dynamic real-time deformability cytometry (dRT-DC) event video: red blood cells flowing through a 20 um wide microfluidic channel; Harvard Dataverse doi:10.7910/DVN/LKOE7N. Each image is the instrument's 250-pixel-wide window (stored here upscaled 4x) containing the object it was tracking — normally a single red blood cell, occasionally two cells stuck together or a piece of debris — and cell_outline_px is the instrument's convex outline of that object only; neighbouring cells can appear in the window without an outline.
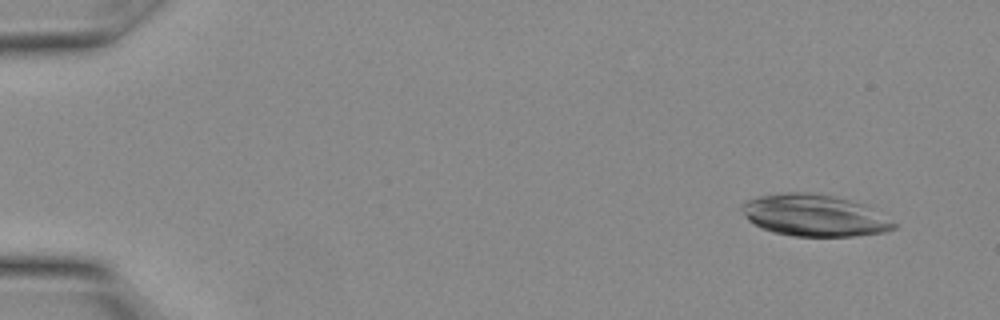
{"species": "Egyptian fruit bat (a non-hibernating species)", "species_latin": "Rousettus aegyptiacus", "temperature_condition": "warm", "stored_images_in_passage": 17, "camera_frame_rate_fps": 3000, "um_per_image_px": 0.085, "animal": {"sex": "female"}, "frame": {"image": 1, "passage_image": 3, "time_ms": 0.667, "image_size_px": [1000, 320], "cell_outline_px": [[896, 228], [884, 232], [852, 236], [792, 236], [772, 232], [760, 228], [748, 220], [744, 216], [740, 208], [740, 204], [744, 200], [760, 196], [784, 192], [808, 192], [832, 196], [864, 204], [872, 208], [896, 224]], "centroid_in_image_um": [69.15, 18.31], "position_along_channel_um": 15.8, "area_um2": 37.05}}
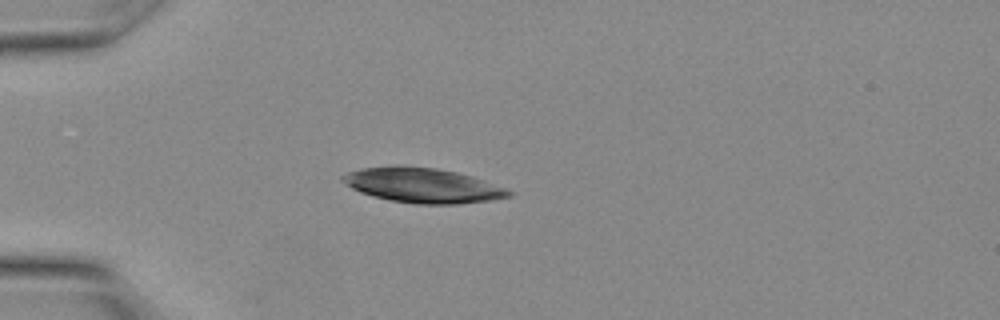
{"frame": {"image": 2, "passage_image": 9, "time_ms": 2.667, "image_size_px": [1000, 320], "cell_outline_px": [[512, 196], [488, 200], [456, 204], [416, 204], [392, 200], [372, 196], [360, 192], [352, 188], [340, 180], [340, 176], [348, 172], [360, 168], [436, 168], [456, 172], [472, 176], [484, 180], [504, 188], [512, 192]], "centroid_in_image_um": [35.93, 15.79], "position_along_channel_um": 49.1, "area_um2": 32.66}}
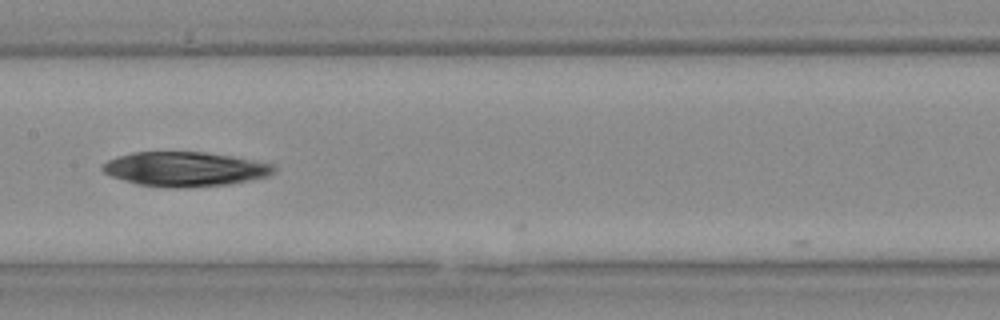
{"frame": {"image": 3, "passage_image": 16, "time_ms": 5.0, "image_size_px": [1000, 320], "cell_outline_px": [[276, 168], [268, 176], [228, 184], [136, 184], [112, 176], [104, 172], [100, 168], [108, 160], [132, 152], [204, 152], [232, 156], [276, 164]], "centroid_in_image_um": [15.75, 14.31], "position_along_channel_um": 191.7, "area_um2": 32.83}}